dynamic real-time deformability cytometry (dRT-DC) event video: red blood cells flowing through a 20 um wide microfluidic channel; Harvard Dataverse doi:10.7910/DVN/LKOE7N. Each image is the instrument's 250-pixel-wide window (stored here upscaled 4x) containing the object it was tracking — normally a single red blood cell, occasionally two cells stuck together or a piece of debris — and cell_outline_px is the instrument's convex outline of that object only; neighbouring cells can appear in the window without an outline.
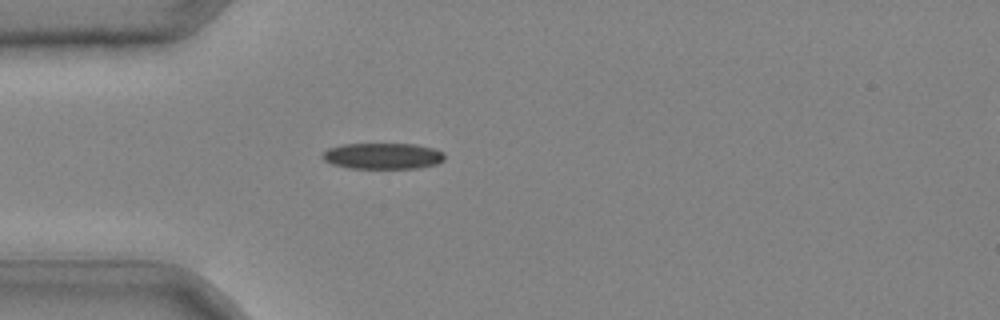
{"species": "common noctule bat (a hibernating species)", "species_latin": "Nyctalus noctula", "temperature_condition": "cold", "stored_images_in_passage": 31, "camera_frame_rate_fps": 3000, "um_per_image_px": 0.085, "animal": {"sex": "male", "body_mass_g": 20.4}, "frame": {"image": 1, "passage_image": 1, "time_ms": 0.0, "image_size_px": [1000, 320], "cell_outline_px": [[444, 160], [436, 164], [420, 168], [348, 168], [332, 164], [324, 160], [320, 156], [328, 148], [344, 144], [416, 144], [432, 148], [444, 152]], "centroid_in_image_um": [32.53, 13.26], "position_along_channel_um": 52.5, "area_um2": 18.61}}
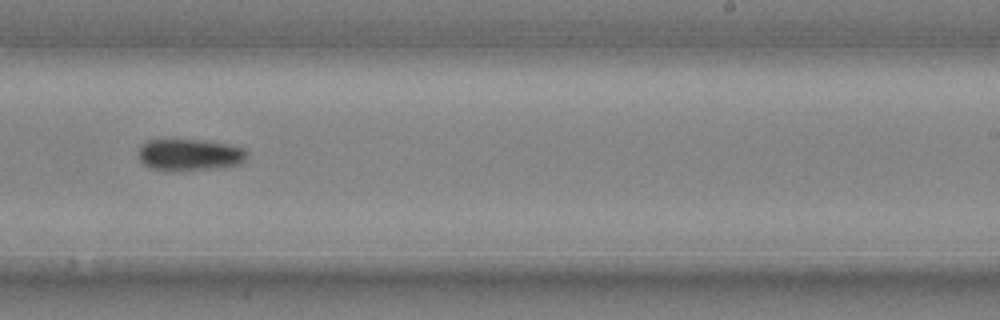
{"frame": {"image": 2, "passage_image": 16, "time_ms": 5.0, "image_size_px": [1000, 320], "cell_outline_px": [[248, 156], [240, 164], [224, 168], [176, 172], [148, 168], [136, 156], [136, 152], [140, 144], [148, 140], [200, 140], [228, 144], [244, 148]], "centroid_in_image_um": [16.07, 13.19], "position_along_channel_um": 272.9, "area_um2": 20.75}}
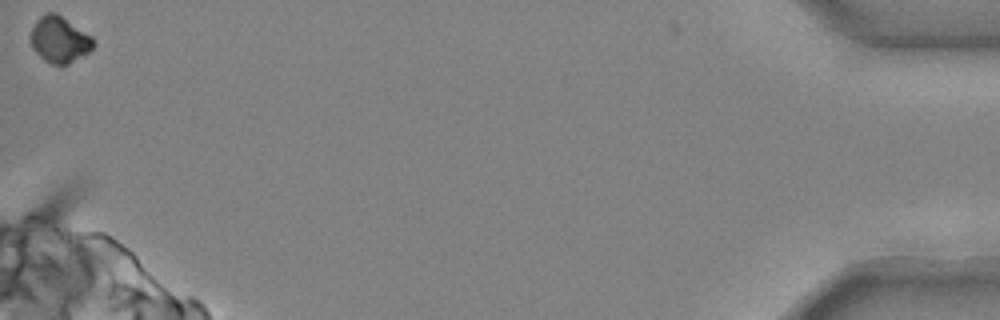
{"frame": {"image": 3, "passage_image": 31, "time_ms": 10.0, "image_size_px": [1000, 320], "cell_outline_px": [[96, 44], [88, 52], [68, 64], [60, 68], [44, 60], [32, 48], [28, 40], [28, 36], [36, 20], [40, 16], [48, 12], [56, 12], [92, 36]], "centroid_in_image_um": [5.02, 3.38], "position_along_channel_um": 430.2, "area_um2": 17.28}}